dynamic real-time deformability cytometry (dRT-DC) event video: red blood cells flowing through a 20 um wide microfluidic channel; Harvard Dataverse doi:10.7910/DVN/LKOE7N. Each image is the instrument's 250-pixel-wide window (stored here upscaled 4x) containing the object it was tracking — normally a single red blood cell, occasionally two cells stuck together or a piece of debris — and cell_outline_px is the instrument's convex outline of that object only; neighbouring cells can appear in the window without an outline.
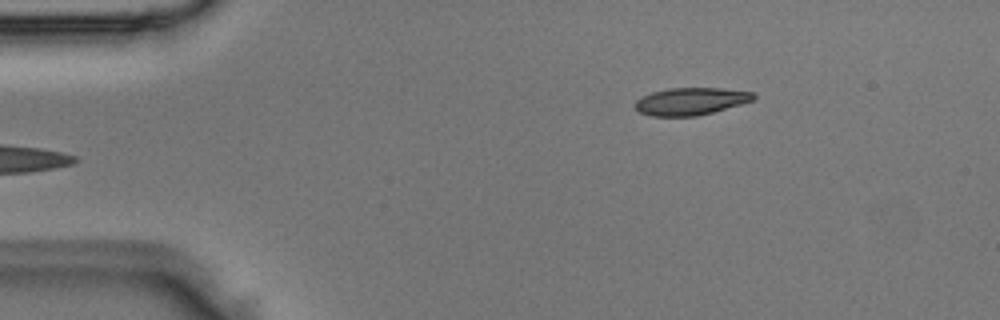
{"species": "Egyptian fruit bat (a non-hibernating species)", "species_latin": "Rousettus aegyptiacus", "temperature_condition": "room temperature", "stored_images_in_passage": 4, "camera_frame_rate_fps": 3000, "um_per_image_px": 0.085, "animal": {"sex": "male"}, "frame": {"image": 1, "passage_image": 4, "time_ms": 1.0, "image_size_px": [1000, 320], "cell_outline_px": [[756, 96], [752, 100], [740, 104], [712, 112], [696, 116], [652, 116], [640, 112], [636, 108], [636, 100], [652, 92], [668, 88], [720, 88], [752, 92]], "centroid_in_image_um": [58.7, 8.61], "position_along_channel_um": 26.3, "area_um2": 18.55}}